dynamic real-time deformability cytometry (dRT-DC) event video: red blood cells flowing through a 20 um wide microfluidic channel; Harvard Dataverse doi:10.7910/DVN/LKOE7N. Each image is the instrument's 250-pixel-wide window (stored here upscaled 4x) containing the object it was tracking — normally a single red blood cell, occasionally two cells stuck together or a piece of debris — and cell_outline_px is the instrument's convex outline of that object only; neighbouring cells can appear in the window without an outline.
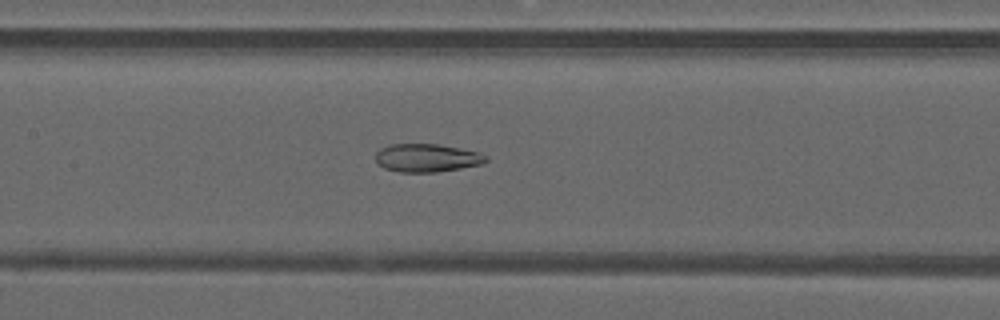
{"species": "common noctule bat (a hibernating species)", "species_latin": "Nyctalus noctula", "temperature_condition": "warm", "stored_images_in_passage": 49, "camera_frame_rate_fps": 3000, "um_per_image_px": 0.085, "animal": {"sex": "male", "forearm_length_mm": 52.5}, "frame": {"image": 1, "passage_image": 23, "time_ms": 7.333, "image_size_px": [1000, 320], "cell_outline_px": [[488, 160], [484, 164], [436, 172], [400, 172], [384, 168], [376, 164], [376, 152], [380, 148], [388, 144], [436, 144], [460, 148], [480, 152], [488, 156]], "centroid_in_image_um": [36.29, 13.42], "position_along_channel_um": 171.1, "area_um2": 18.32}}
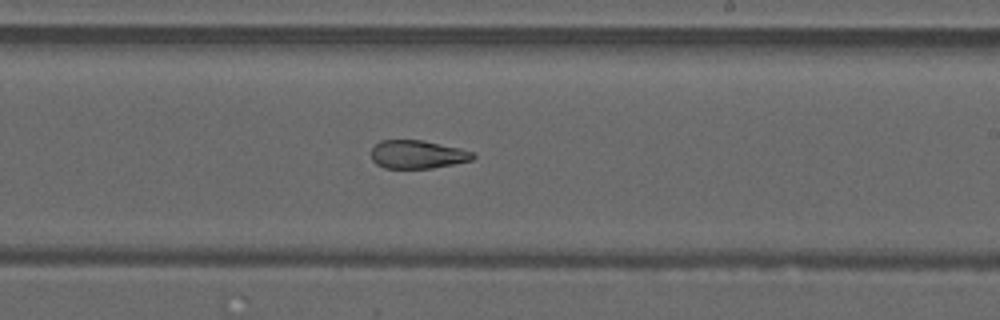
{"frame": {"image": 2, "passage_image": 29, "time_ms": 9.333, "image_size_px": [1000, 320], "cell_outline_px": [[476, 156], [472, 160], [432, 168], [384, 168], [376, 164], [372, 160], [372, 148], [380, 140], [420, 140], [460, 148], [472, 152]], "centroid_in_image_um": [35.47, 13.13], "position_along_channel_um": 253.5, "area_um2": 16.65}}
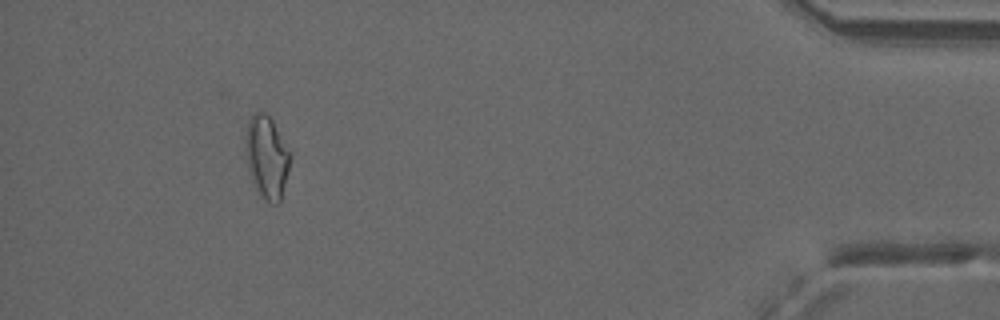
{"frame": {"image": 3, "passage_image": 45, "time_ms": 14.667, "image_size_px": [1000, 320], "cell_outline_px": [[292, 156], [280, 200], [276, 204], [272, 204], [264, 200], [256, 188], [252, 180], [248, 168], [244, 144], [244, 120], [248, 116], [256, 112], [264, 112], [272, 120]], "centroid_in_image_um": [22.62, 13.29], "position_along_channel_um": 412.6, "area_um2": 21.79}, "authors_computed_cell_mechanics": {"area_um2": 21.0392, "velocity_mm_per_s": 4.141, "shape_relaxation_time_tau1_ms": null, "shape_relaxation_time_tau2_ms": 2.4277, "deformation_change_tau1": null, "deformation_change_tau2": 0.1048}}